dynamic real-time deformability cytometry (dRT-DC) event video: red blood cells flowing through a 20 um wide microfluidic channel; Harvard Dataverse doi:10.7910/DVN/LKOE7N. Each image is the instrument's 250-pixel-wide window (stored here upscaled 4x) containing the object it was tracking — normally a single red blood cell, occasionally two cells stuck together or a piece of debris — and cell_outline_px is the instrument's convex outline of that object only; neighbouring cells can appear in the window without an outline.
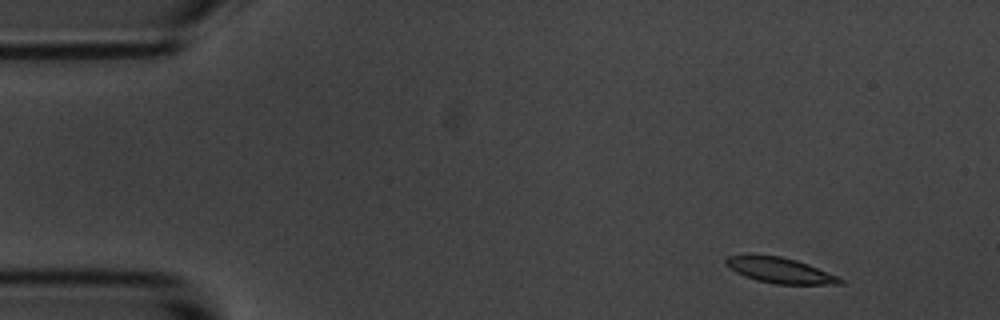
{"species": "common noctule bat (a hibernating species)", "species_latin": "Nyctalus noctula", "temperature_condition": "room temperature", "stored_images_in_passage": 5, "segment_of_instrument_passage": [1, 2], "camera_frame_rate_fps": 3000, "um_per_image_px": 0.085, "animal": {"sex": "male", "body_mass_g": 20.1, "forearm_length_mm": 53.5}, "frame": {"image": 1, "passage_image": 2, "time_ms": 1.0, "image_size_px": [1000, 320], "cell_outline_px": [[844, 284], [776, 284], [756, 280], [744, 276], [728, 268], [724, 264], [724, 260], [728, 256], [780, 256], [796, 260], [808, 264], [836, 276], [844, 280]], "centroid_in_image_um": [66.28, 23.0], "position_along_channel_um": 18.7, "area_um2": 16.65}}